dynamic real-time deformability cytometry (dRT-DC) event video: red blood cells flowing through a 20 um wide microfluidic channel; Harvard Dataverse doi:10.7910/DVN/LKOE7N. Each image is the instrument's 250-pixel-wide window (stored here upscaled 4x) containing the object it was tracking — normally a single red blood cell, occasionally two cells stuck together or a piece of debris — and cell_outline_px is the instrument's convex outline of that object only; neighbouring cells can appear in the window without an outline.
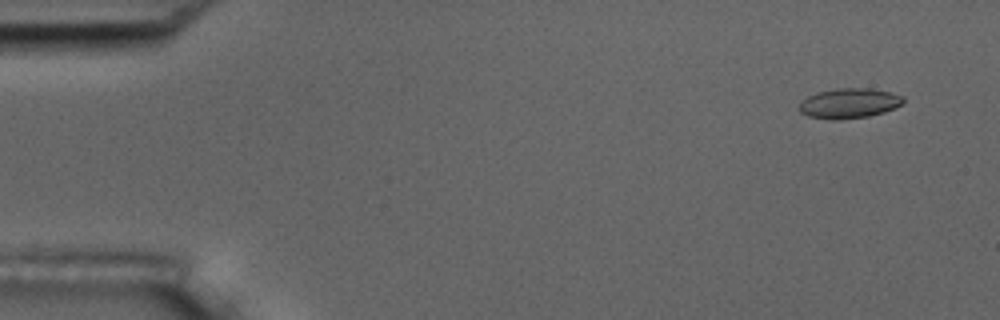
{"species": "common noctule bat (a hibernating species)", "species_latin": "Nyctalus noctula", "temperature_condition": "room temperature", "stored_images_in_passage": 5, "camera_frame_rate_fps": 3000, "um_per_image_px": 0.085, "animal": {"sex": "male", "body_mass_g": 17.5, "forearm_length_mm": 52.3}, "frame": {"image": 1, "passage_image": 1, "time_ms": 0.0, "image_size_px": [1000, 320], "cell_outline_px": [[904, 104], [884, 112], [868, 116], [840, 120], [828, 120], [808, 116], [800, 112], [800, 104], [808, 96], [816, 92], [836, 88], [868, 88], [892, 92], [904, 96]], "centroid_in_image_um": [72.21, 8.78], "position_along_channel_um": 12.8, "area_um2": 18.38}}
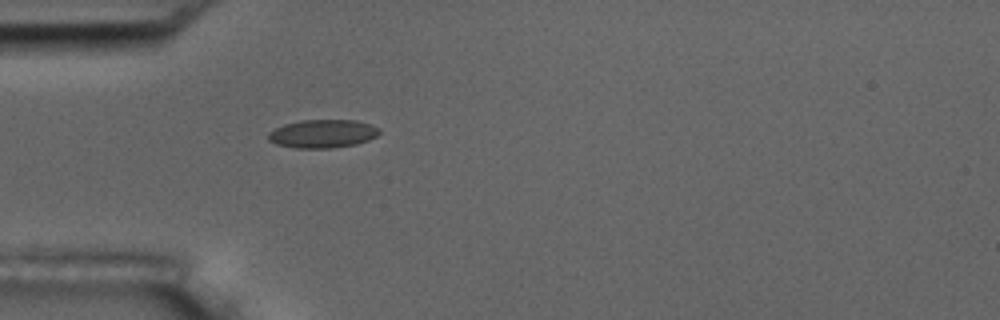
{"frame": {"image": 2, "passage_image": 5, "time_ms": 4.333, "image_size_px": [1000, 320], "cell_outline_px": [[380, 132], [376, 136], [368, 140], [356, 144], [332, 148], [296, 148], [276, 144], [268, 140], [268, 132], [284, 124], [300, 120], [356, 120], [380, 128]], "centroid_in_image_um": [27.41, 11.36], "position_along_channel_um": 57.6, "area_um2": 18.32}}